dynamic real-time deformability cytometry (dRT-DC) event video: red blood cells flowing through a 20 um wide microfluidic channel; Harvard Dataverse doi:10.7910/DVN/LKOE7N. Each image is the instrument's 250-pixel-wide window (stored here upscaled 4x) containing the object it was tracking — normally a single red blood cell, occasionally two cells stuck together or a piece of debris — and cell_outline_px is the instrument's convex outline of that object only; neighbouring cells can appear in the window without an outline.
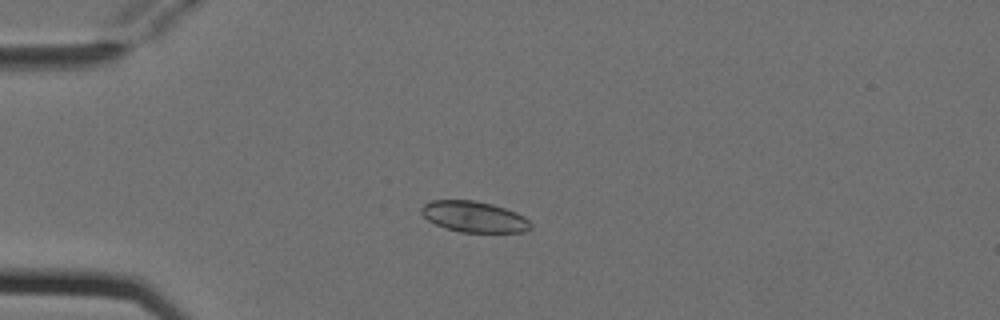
{"species": "Egyptian fruit bat (a non-hibernating species)", "species_latin": "Rousettus aegyptiacus", "temperature_condition": "cold", "stored_images_in_passage": 6, "camera_frame_rate_fps": 3000, "um_per_image_px": 0.085, "animal": {"sex": "female"}, "frame": {"image": 1, "passage_image": 4, "time_ms": 1.0, "image_size_px": [1000, 320], "cell_outline_px": [[532, 228], [524, 232], [460, 232], [436, 224], [428, 220], [420, 212], [420, 208], [424, 204], [432, 200], [476, 200], [492, 204], [516, 212], [524, 216], [532, 224]], "centroid_in_image_um": [40.31, 18.42], "position_along_channel_um": 44.7, "area_um2": 19.71}}
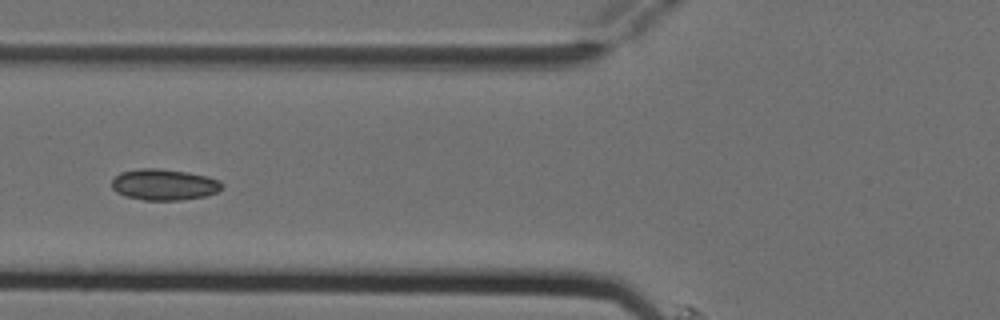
{"frame": {"image": 2, "passage_image": 6, "time_ms": 1.667, "image_size_px": [1000, 320], "cell_outline_px": [[224, 184], [216, 192], [204, 196], [180, 200], [144, 200], [124, 196], [116, 192], [112, 188], [112, 180], [120, 172], [140, 168], [160, 168], [188, 172], [208, 176], [220, 180]], "centroid_in_image_um": [13.93, 15.68], "position_along_channel_um": 111.9, "area_um2": 20.11}}